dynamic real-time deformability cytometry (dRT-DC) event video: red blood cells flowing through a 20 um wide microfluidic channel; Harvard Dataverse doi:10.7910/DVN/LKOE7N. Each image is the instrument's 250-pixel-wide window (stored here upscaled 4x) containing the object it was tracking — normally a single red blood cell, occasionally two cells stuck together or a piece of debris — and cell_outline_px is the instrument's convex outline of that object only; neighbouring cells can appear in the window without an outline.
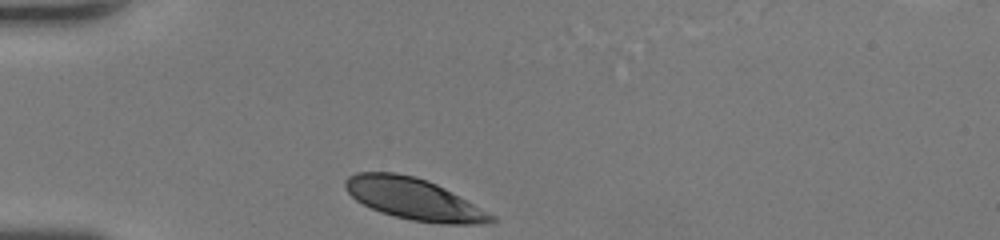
{"species": "human", "species_latin": "Homo sapiens", "temperature_condition": "room temperature", "stored_images_in_passage": 34, "camera_frame_rate_fps": 3000, "um_per_image_px": 0.085, "donor": {"sex": "female"}, "frame": {"image": 1, "passage_image": 1, "time_ms": 0.0, "image_size_px": [1000, 240], "cell_outline_px": [[496, 220], [484, 224], [444, 224], [412, 220], [380, 212], [356, 200], [344, 188], [344, 180], [348, 176], [356, 172], [396, 172], [416, 176], [428, 180], [444, 188], [496, 216]], "centroid_in_image_um": [35.16, 16.9], "position_along_channel_um": 49.8, "area_um2": 35.14}}
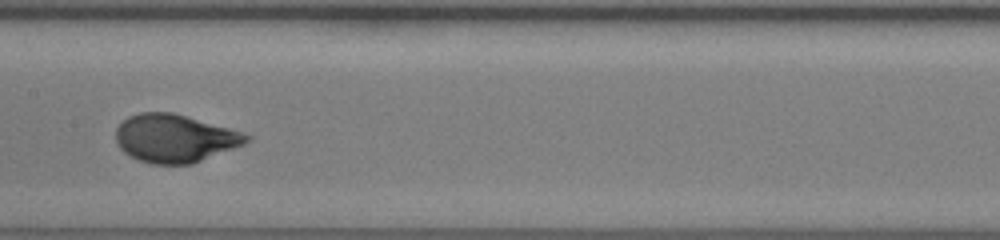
{"frame": {"image": 2, "passage_image": 14, "time_ms": 4.333, "image_size_px": [1000, 240], "cell_outline_px": [[252, 136], [244, 144], [192, 164], [152, 164], [140, 160], [124, 152], [120, 148], [116, 140], [116, 128], [128, 116], [140, 112], [172, 112], [228, 128]], "centroid_in_image_um": [14.83, 11.76], "position_along_channel_um": 192.6, "area_um2": 36.13}}
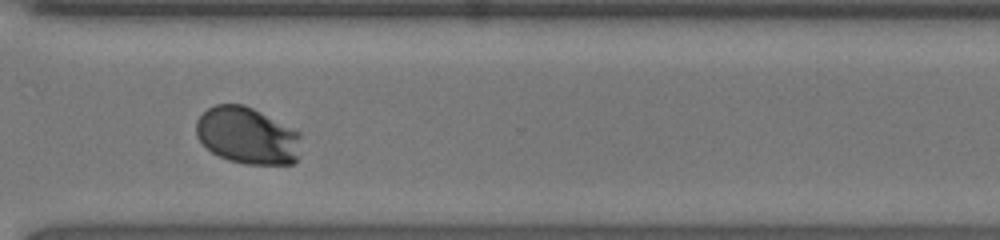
{"frame": {"image": 3, "passage_image": 27, "time_ms": 8.667, "image_size_px": [1000, 240], "cell_outline_px": [[300, 136], [296, 160], [292, 164], [244, 164], [228, 160], [212, 152], [196, 136], [196, 120], [208, 108], [216, 104], [244, 104], [300, 132]], "centroid_in_image_um": [20.99, 11.53], "position_along_channel_um": 349.6, "area_um2": 34.45}, "authors_computed_cell_mechanics": {"area_um2": 35.9227, "velocity_mm_per_s": 3.6453, "shape_relaxation_time_tau1_ms": 4.4173, "shape_relaxation_time_tau2_ms": null, "deformation_change_tau1": 0.2244, "deformation_change_tau2": null}}